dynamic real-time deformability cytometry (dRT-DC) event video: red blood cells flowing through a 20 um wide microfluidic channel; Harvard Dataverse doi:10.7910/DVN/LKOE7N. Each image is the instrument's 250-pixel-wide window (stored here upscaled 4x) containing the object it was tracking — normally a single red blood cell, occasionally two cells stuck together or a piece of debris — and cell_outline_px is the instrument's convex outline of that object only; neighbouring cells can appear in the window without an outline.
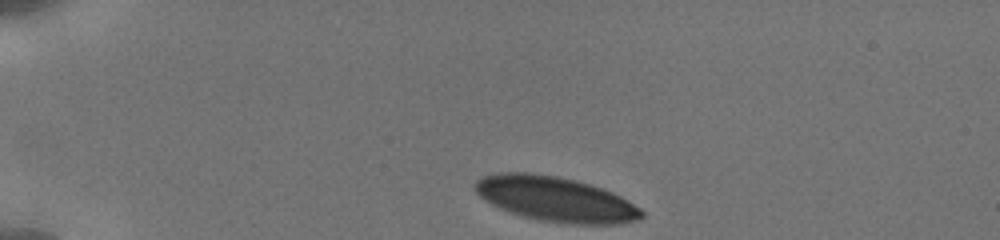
{"species": "human", "species_latin": "Homo sapiens", "temperature_condition": "cold", "stored_images_in_passage": 39, "camera_frame_rate_fps": 3000, "um_per_image_px": 0.085, "donor": {"sex": "male"}, "frame": {"image": 1, "passage_image": 1, "time_ms": 0.0, "image_size_px": [1000, 240], "cell_outline_px": [[644, 216], [640, 220], [620, 224], [568, 224], [536, 220], [500, 208], [492, 204], [480, 196], [476, 192], [472, 184], [476, 180], [484, 176], [500, 172], [528, 172], [556, 176], [588, 184], [612, 192], [628, 200], [640, 208], [644, 212]], "centroid_in_image_um": [47.23, 16.93], "position_along_channel_um": 37.8, "area_um2": 43.52}}
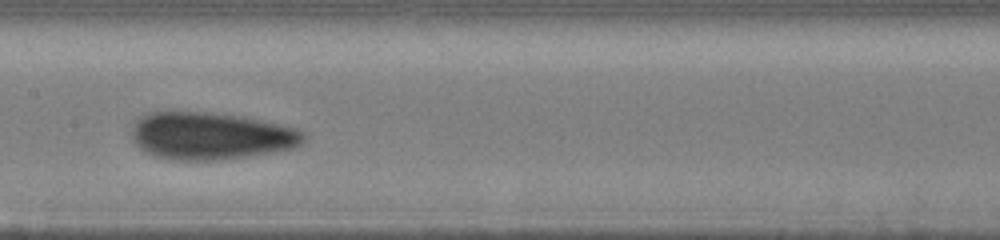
{"frame": {"image": 2, "passage_image": 23, "time_ms": 5.667, "image_size_px": [1000, 240], "cell_outline_px": [[308, 136], [296, 148], [272, 152], [220, 160], [172, 160], [156, 156], [140, 148], [132, 140], [132, 124], [140, 116], [148, 112], [168, 108], [172, 108], [212, 112], [244, 116], [280, 124], [296, 128], [304, 132]], "centroid_in_image_um": [17.87, 11.5], "position_along_channel_um": 189.5, "area_um2": 48.73}}
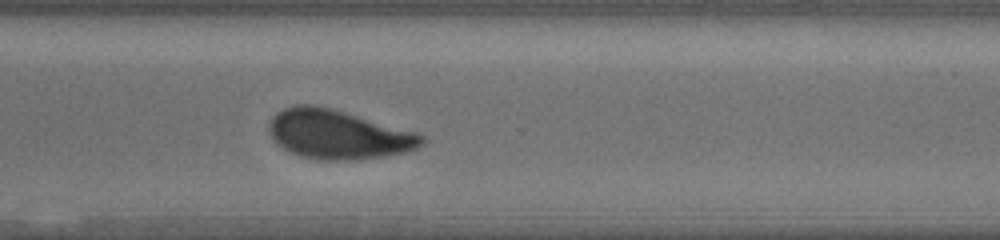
{"frame": {"image": 3, "passage_image": 39, "time_ms": 9.667, "image_size_px": [1000, 240], "cell_outline_px": [[424, 144], [416, 148], [404, 152], [380, 156], [348, 160], [320, 160], [300, 156], [284, 148], [268, 132], [268, 124], [272, 116], [276, 112], [284, 108], [296, 104], [312, 104], [332, 108], [416, 132], [424, 136]], "centroid_in_image_um": [28.71, 11.4], "position_along_channel_um": 341.9, "area_um2": 43.41}}